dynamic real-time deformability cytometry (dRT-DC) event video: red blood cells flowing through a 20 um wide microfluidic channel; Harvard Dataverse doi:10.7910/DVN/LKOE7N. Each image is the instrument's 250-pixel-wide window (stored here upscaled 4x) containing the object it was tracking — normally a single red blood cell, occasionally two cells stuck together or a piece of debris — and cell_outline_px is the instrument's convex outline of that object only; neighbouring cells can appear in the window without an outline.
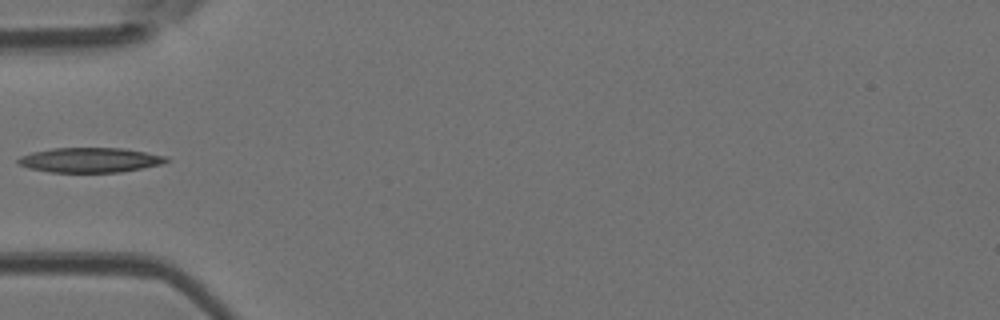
{"species": "Egyptian fruit bat (a non-hibernating species)", "species_latin": "Rousettus aegyptiacus", "temperature_condition": "room temperature", "stored_images_in_passage": 5, "camera_frame_rate_fps": 3000, "um_per_image_px": 0.085, "animal": {"sex": "female"}, "frame": {"image": 1, "passage_image": 4, "time_ms": 1.0, "image_size_px": [1000, 320], "cell_outline_px": [[172, 160], [164, 164], [120, 172], [48, 172], [28, 168], [20, 164], [16, 160], [20, 156], [32, 152], [52, 148], [124, 148], [168, 156]], "centroid_in_image_um": [7.7, 13.6], "position_along_channel_um": 77.3, "area_um2": 21.62}}
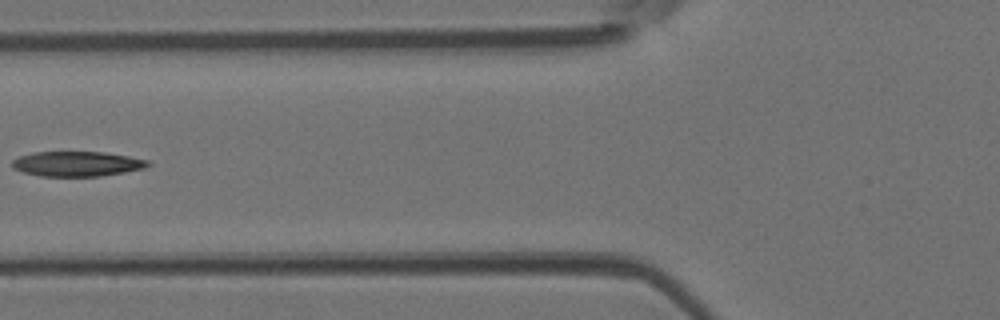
{"frame": {"image": 2, "passage_image": 5, "time_ms": 1.333, "image_size_px": [1000, 320], "cell_outline_px": [[152, 164], [144, 168], [124, 172], [100, 176], [40, 176], [24, 172], [12, 168], [12, 160], [20, 156], [32, 152], [104, 152], [128, 156], [148, 160]], "centroid_in_image_um": [6.54, 13.92], "position_along_channel_um": 119.3, "area_um2": 19.71}}